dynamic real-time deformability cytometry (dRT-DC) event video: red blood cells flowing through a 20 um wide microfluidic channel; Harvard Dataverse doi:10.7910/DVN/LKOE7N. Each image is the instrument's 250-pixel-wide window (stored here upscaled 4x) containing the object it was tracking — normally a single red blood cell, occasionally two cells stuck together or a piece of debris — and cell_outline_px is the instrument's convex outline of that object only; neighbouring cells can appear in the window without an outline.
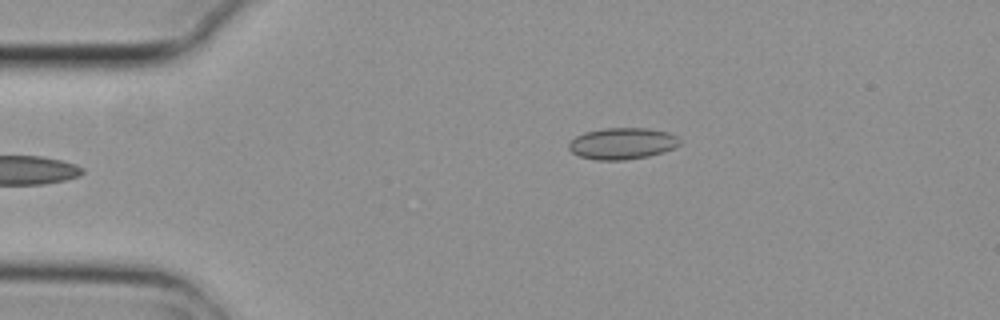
{"species": "common noctule bat (a hibernating species)", "species_latin": "Nyctalus noctula", "temperature_condition": "cold", "stored_images_in_passage": 4, "camera_frame_rate_fps": 3000, "um_per_image_px": 0.085, "animal": {"sex": "female", "body_mass_g": 29.2, "forearm_length_mm": 56.3}, "frame": {"image": 1, "passage_image": 4, "time_ms": 1.0, "image_size_px": [1000, 320], "cell_outline_px": [[680, 144], [676, 148], [664, 152], [648, 156], [624, 160], [596, 160], [580, 156], [572, 152], [568, 148], [568, 144], [576, 136], [584, 132], [604, 128], [644, 128], [668, 132], [676, 136], [680, 140]], "centroid_in_image_um": [52.9, 12.2], "position_along_channel_um": 32.1, "area_um2": 20.4}}